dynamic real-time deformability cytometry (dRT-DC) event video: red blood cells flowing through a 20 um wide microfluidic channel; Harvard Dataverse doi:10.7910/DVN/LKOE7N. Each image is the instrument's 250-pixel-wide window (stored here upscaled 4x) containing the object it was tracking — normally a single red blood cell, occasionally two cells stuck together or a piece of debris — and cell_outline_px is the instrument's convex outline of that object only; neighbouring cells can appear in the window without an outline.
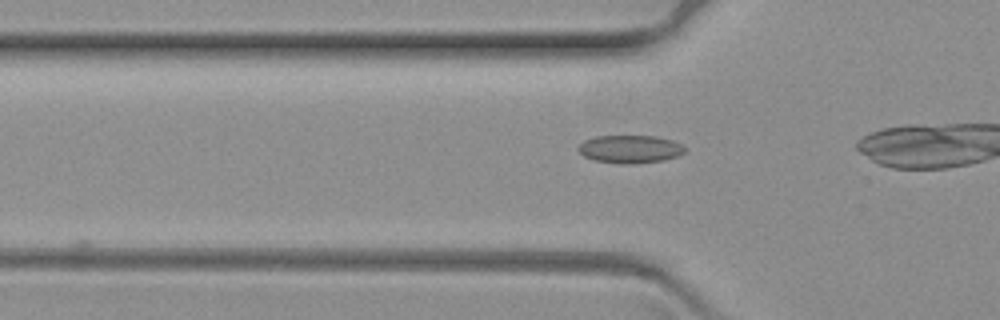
{"species": "common noctule bat (a hibernating species)", "species_latin": "Nyctalus noctula", "temperature_condition": "warm", "stored_images_in_passage": 14, "camera_frame_rate_fps": 3000, "um_per_image_px": 0.085, "animal": {"sex": "female", "body_mass_g": 19.3, "forearm_length_mm": 54.1}, "frame": {"image": 1, "passage_image": 8, "time_ms": 2.333, "image_size_px": [1000, 320], "cell_outline_px": [[684, 152], [676, 156], [664, 160], [632, 164], [620, 164], [596, 160], [584, 156], [576, 148], [584, 140], [596, 136], [656, 136], [672, 140], [680, 144], [684, 148]], "centroid_in_image_um": [53.53, 12.67], "position_along_channel_um": 72.3, "area_um2": 17.22}}
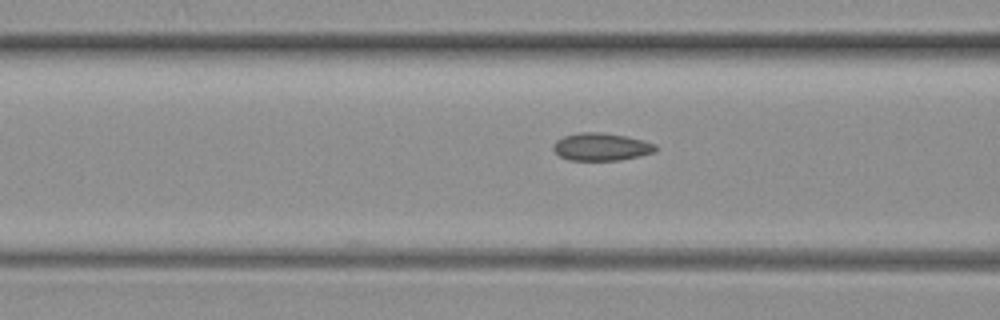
{"frame": {"image": 2, "passage_image": 12, "time_ms": 3.667, "image_size_px": [1000, 320], "cell_outline_px": [[656, 152], [640, 156], [620, 160], [568, 160], [560, 156], [552, 148], [552, 144], [556, 140], [564, 136], [580, 132], [604, 132], [644, 140], [656, 144]], "centroid_in_image_um": [51.11, 12.48], "position_along_channel_um": 115.5, "area_um2": 16.59}}